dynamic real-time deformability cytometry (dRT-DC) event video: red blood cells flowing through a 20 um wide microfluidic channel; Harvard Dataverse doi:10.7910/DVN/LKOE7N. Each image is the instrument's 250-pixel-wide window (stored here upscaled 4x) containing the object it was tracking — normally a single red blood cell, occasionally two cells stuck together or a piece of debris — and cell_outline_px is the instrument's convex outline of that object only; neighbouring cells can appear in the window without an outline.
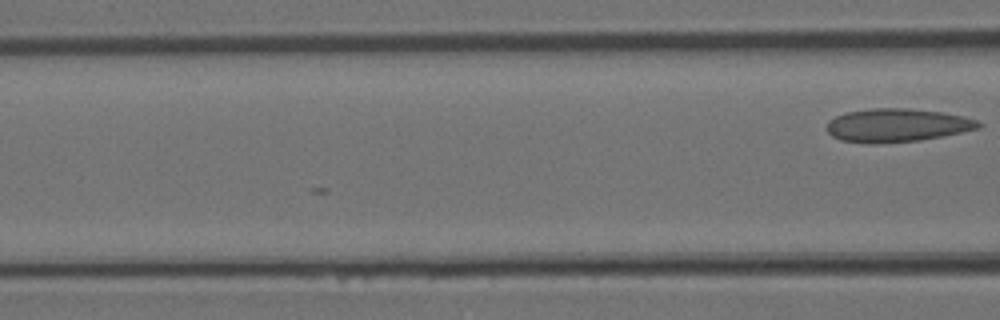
{"species": "Egyptian fruit bat (a non-hibernating species)", "species_latin": "Rousettus aegyptiacus", "temperature_condition": "room temperature", "stored_images_in_passage": 3, "camera_frame_rate_fps": 3000, "um_per_image_px": 0.085, "animal": {"sex": "female"}, "frame": {"image": 1, "passage_image": 3, "time_ms": 0.667, "image_size_px": [1000, 320], "cell_outline_px": [[984, 124], [980, 128], [920, 140], [868, 144], [840, 140], [832, 136], [828, 132], [828, 120], [844, 112], [872, 108], [904, 108], [940, 112], [960, 116], [976, 120]], "centroid_in_image_um": [76.2, 10.65], "position_along_channel_um": 90.4, "area_um2": 29.25}}